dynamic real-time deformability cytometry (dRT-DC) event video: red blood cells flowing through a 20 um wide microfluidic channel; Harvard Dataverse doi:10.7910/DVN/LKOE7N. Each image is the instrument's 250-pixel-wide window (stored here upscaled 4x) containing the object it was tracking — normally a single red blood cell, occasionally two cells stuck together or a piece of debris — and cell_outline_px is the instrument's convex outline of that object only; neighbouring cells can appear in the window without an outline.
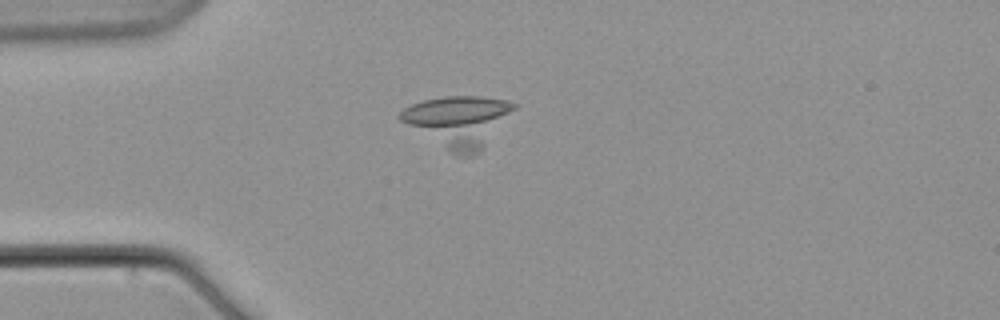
{"species": "common noctule bat (a hibernating species)", "species_latin": "Nyctalus noctula", "temperature_condition": "warm", "stored_images_in_passage": 8, "camera_frame_rate_fps": 3000, "um_per_image_px": 0.085, "animal": {"sex": "male", "body_mass_g": 21.5, "forearm_length_mm": 52.0}, "frame": {"image": 1, "passage_image": 5, "time_ms": 5.667, "image_size_px": [1000, 320], "cell_outline_px": [[520, 104], [480, 148], [472, 156], [460, 156], [452, 152], [400, 120], [396, 116], [404, 108], [412, 104], [424, 100], [444, 96], [480, 96], [508, 100]], "centroid_in_image_um": [38.97, 10.24], "position_along_channel_um": 46.0, "area_um2": 32.89}}
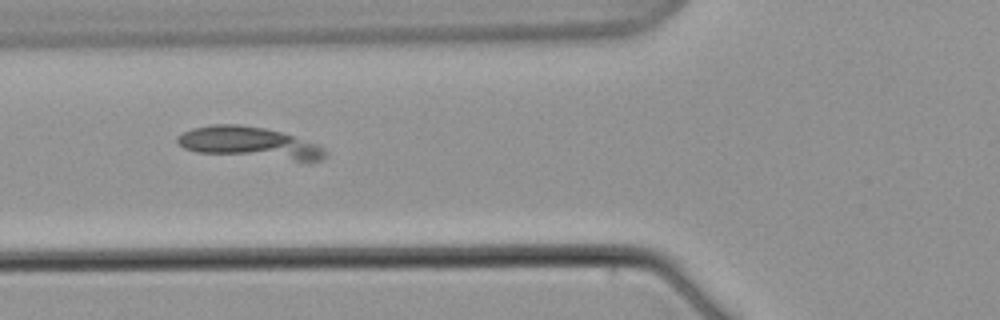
{"frame": {"image": 2, "passage_image": 7, "time_ms": 8.333, "image_size_px": [1000, 320], "cell_outline_px": [[328, 152], [320, 160], [296, 160], [196, 152], [184, 148], [176, 140], [176, 136], [192, 128], [212, 124], [236, 124], [264, 128], [280, 132], [316, 144], [324, 148]], "centroid_in_image_um": [21.15, 12.13], "position_along_channel_um": 104.7, "area_um2": 26.65}}